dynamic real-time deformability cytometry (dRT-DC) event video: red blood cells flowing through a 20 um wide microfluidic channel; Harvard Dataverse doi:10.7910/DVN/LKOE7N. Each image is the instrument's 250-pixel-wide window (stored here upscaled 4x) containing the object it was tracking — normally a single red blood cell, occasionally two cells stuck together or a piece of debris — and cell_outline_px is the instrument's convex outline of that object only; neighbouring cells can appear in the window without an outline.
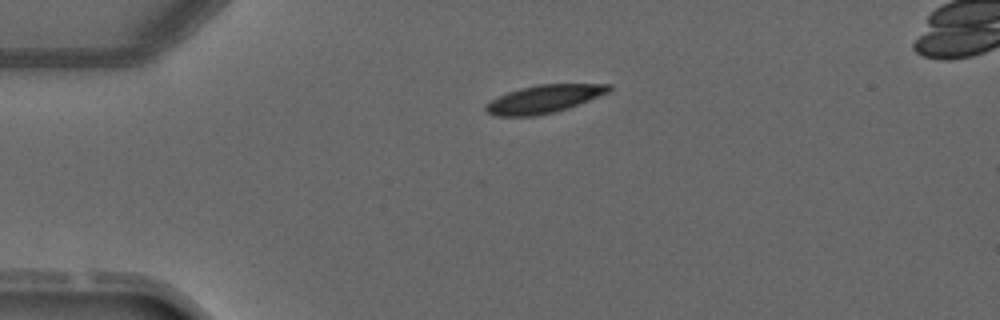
{"species": "common noctule bat (a hibernating species)", "species_latin": "Nyctalus noctula", "temperature_condition": "warm", "stored_images_in_passage": 2, "camera_frame_rate_fps": 3000, "um_per_image_px": 0.085, "animal": {"sex": "male", "forearm_length_mm": 52.5}, "frame": {"image": 1, "passage_image": 1, "time_ms": 0.0, "image_size_px": [1000, 320], "cell_outline_px": [[612, 88], [608, 92], [568, 108], [556, 112], [536, 116], [496, 116], [488, 112], [484, 108], [484, 104], [508, 92], [520, 88], [540, 84], [612, 84]], "centroid_in_image_um": [46.23, 8.42], "position_along_channel_um": 38.8, "area_um2": 19.88}}